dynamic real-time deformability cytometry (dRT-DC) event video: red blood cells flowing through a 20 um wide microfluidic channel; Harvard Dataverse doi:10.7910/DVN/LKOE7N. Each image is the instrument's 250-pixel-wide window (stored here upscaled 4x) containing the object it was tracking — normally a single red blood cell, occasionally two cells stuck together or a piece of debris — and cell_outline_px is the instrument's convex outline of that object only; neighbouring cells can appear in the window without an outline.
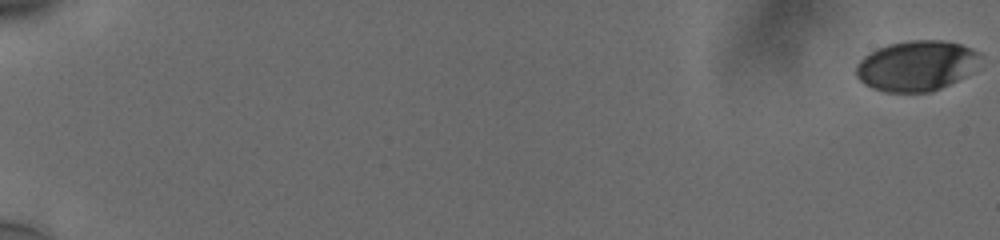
{"species": "human", "species_latin": "Homo sapiens", "temperature_condition": "cold", "stored_images_in_passage": 13, "camera_frame_rate_fps": 3000, "um_per_image_px": 0.085, "donor": {"sex": "male"}, "frame": {"image": 1, "passage_image": 1, "time_ms": 0.0, "image_size_px": [1000, 240], "cell_outline_px": [[980, 56], [964, 76], [932, 92], [884, 92], [872, 88], [864, 84], [856, 76], [856, 64], [864, 56], [876, 48], [888, 44], [908, 40], [944, 40], [960, 44], [972, 48], [980, 52]], "centroid_in_image_um": [77.82, 5.58], "position_along_channel_um": 7.2, "area_um2": 36.18}}